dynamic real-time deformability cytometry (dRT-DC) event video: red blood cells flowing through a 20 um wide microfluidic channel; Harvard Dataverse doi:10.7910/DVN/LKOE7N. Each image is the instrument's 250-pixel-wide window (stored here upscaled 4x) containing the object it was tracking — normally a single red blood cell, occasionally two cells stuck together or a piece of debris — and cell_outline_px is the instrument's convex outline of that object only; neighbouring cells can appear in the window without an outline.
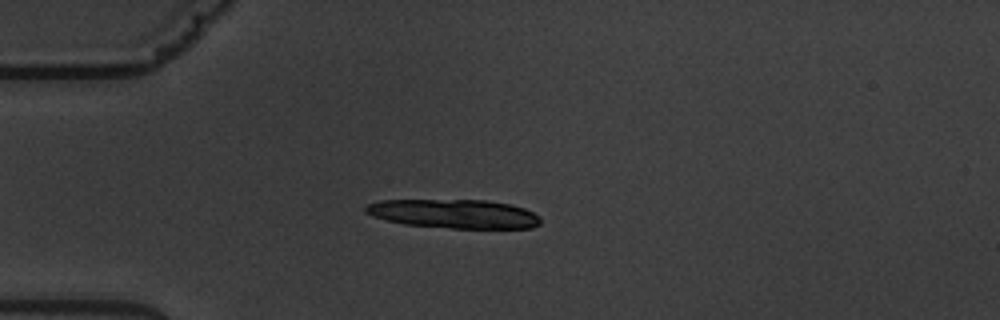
{"species": "common noctule bat (a hibernating species)", "species_latin": "Nyctalus noctula", "temperature_condition": "warm", "stored_images_in_passage": 6, "camera_frame_rate_fps": 3000, "um_per_image_px": 0.085, "animal": {"sex": "male", "body_mass_g": 19.5, "forearm_length_mm": 54.6}, "frame": {"image": 1, "passage_image": 4, "time_ms": 3.667, "image_size_px": [1000, 320], "cell_outline_px": [[540, 224], [532, 228], [452, 228], [404, 224], [388, 220], [364, 212], [364, 208], [368, 204], [376, 200], [484, 200], [512, 204], [524, 208], [540, 216]], "centroid_in_image_um": [38.62, 18.16], "position_along_channel_um": 46.4, "area_um2": 29.42}}